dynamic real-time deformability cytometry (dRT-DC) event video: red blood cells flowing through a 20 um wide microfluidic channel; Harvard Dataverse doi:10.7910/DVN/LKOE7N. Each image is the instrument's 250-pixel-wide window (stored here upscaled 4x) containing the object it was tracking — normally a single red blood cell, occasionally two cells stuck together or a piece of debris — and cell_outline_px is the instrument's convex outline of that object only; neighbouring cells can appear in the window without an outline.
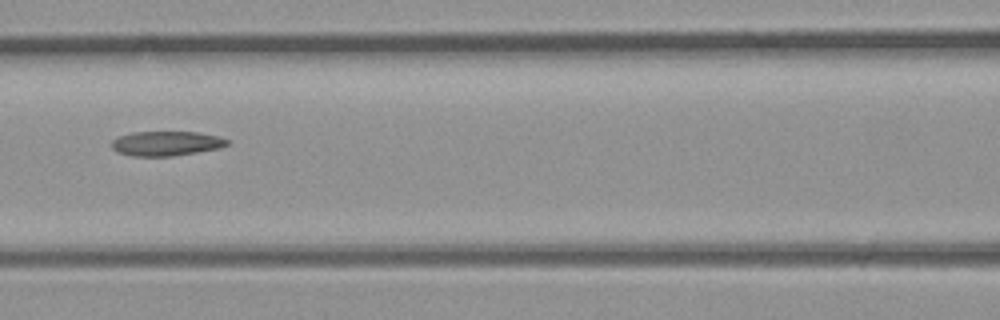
{"species": "common noctule bat (a hibernating species)", "species_latin": "Nyctalus noctula", "temperature_condition": "room temperature", "stored_images_in_passage": 3, "camera_frame_rate_fps": 3000, "um_per_image_px": 0.085, "animal": {"sex": "male", "body_mass_g": 23.1, "forearm_length_mm": 52.7}, "frame": {"image": 1, "passage_image": 3, "time_ms": 0.667, "image_size_px": [1000, 320], "cell_outline_px": [[228, 144], [220, 148], [172, 156], [132, 156], [116, 152], [112, 148], [112, 140], [120, 136], [132, 132], [200, 132], [216, 136], [228, 140]], "centroid_in_image_um": [14.1, 12.19], "position_along_channel_um": 152.5, "area_um2": 16.47}}